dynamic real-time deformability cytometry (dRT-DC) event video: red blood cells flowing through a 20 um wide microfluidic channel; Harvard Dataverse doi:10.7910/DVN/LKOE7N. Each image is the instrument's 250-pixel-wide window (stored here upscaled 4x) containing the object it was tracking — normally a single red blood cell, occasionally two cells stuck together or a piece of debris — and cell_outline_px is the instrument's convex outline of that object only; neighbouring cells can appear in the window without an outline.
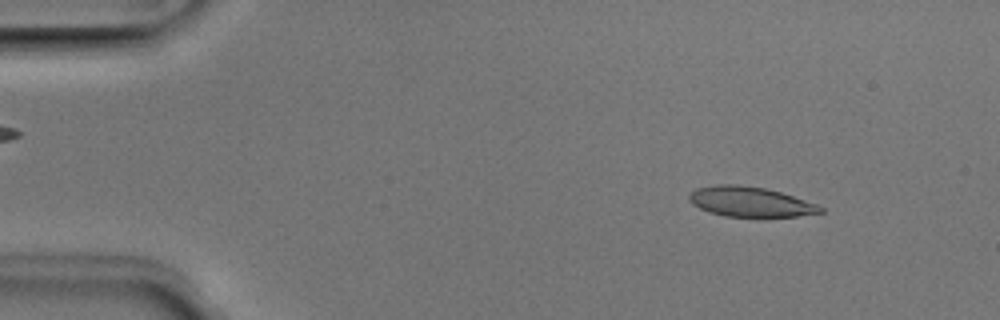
{"species": "Egyptian fruit bat (a non-hibernating species)", "species_latin": "Rousettus aegyptiacus", "temperature_condition": "room temperature", "stored_images_in_passage": 49, "camera_frame_rate_fps": 3000, "um_per_image_px": 0.085, "animal": {"sex": "male"}, "frame": {"image": 1, "passage_image": 5, "time_ms": 1.333, "image_size_px": [1000, 320], "cell_outline_px": [[824, 212], [796, 216], [724, 216], [708, 212], [692, 204], [688, 200], [688, 196], [696, 188], [716, 184], [736, 184], [764, 188], [780, 192], [816, 204], [824, 208]], "centroid_in_image_um": [63.72, 17.14], "position_along_channel_um": 21.3, "area_um2": 22.72}}
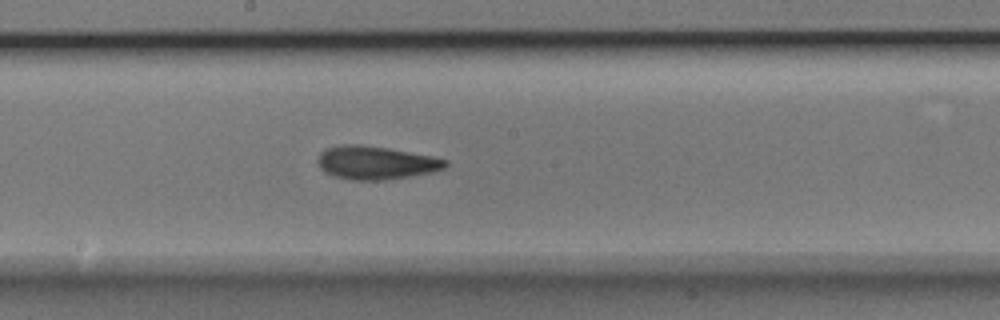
{"frame": {"image": 2, "passage_image": 26, "time_ms": 8.333, "image_size_px": [1000, 320], "cell_outline_px": [[448, 164], [444, 168], [432, 172], [384, 180], [348, 180], [332, 176], [324, 172], [320, 168], [316, 160], [320, 152], [324, 148], [344, 144], [360, 144], [388, 148], [432, 156], [448, 160]], "centroid_in_image_um": [31.88, 13.83], "position_along_channel_um": 216.3, "area_um2": 24.97}}
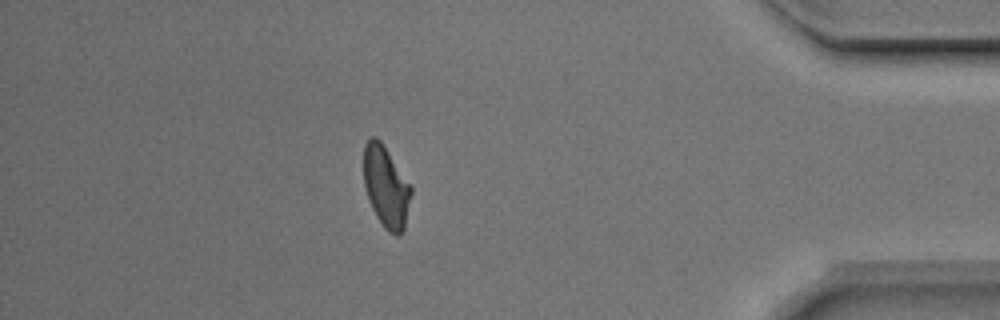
{"frame": {"image": 3, "passage_image": 43, "time_ms": 14.0, "image_size_px": [1000, 320], "cell_outline_px": [[412, 192], [404, 228], [400, 236], [396, 236], [388, 232], [384, 228], [376, 216], [368, 200], [364, 184], [364, 144], [372, 136], [376, 136], [380, 140], [412, 188]], "centroid_in_image_um": [32.8, 15.91], "position_along_channel_um": 402.4, "area_um2": 22.31}, "authors_computed_cell_mechanics": {"area_um2": 23.5824, "velocity_mm_per_s": 4.0129, "shape_relaxation_time_tau1_ms": 6.4582, "shape_relaxation_time_tau2_ms": 3.6346, "deformation_change_tau1": 0.187, "deformation_change_tau2": 0.117}}